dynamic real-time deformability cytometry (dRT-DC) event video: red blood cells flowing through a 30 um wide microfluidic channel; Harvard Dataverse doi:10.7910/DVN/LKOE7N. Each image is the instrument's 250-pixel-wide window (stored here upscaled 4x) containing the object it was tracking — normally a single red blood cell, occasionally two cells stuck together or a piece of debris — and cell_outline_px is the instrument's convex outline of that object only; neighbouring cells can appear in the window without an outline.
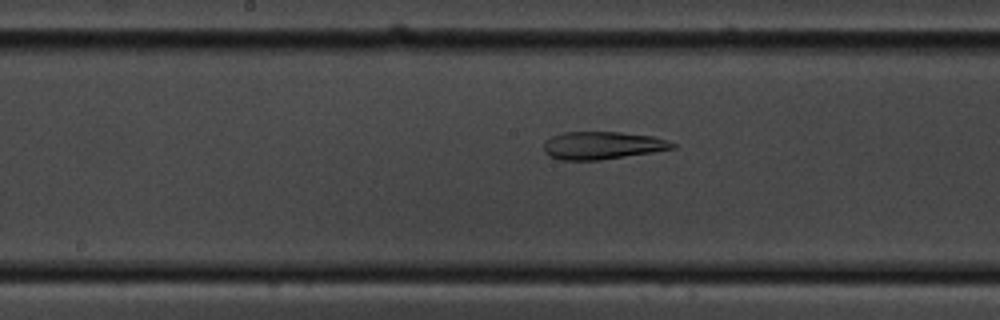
{"species": "common noctule bat (a hibernating species)", "species_latin": "Nyctalus noctula", "temperature_condition": "cold", "stored_images_in_passage": 57, "camera_frame_rate_fps": 3000, "um_per_image_px": 0.085, "animal": {"sex": "male", "body_mass_g": 19.5, "forearm_length_mm": 54.6}, "frame": {"image": 1, "passage_image": 29, "time_ms": 9.333, "image_size_px": [1000, 320], "cell_outline_px": [[676, 148], [652, 152], [600, 160], [560, 160], [548, 156], [544, 152], [544, 144], [552, 136], [564, 132], [620, 132], [652, 136], [676, 144]], "centroid_in_image_um": [51.17, 12.37], "position_along_channel_um": 197.0, "area_um2": 20.63}}
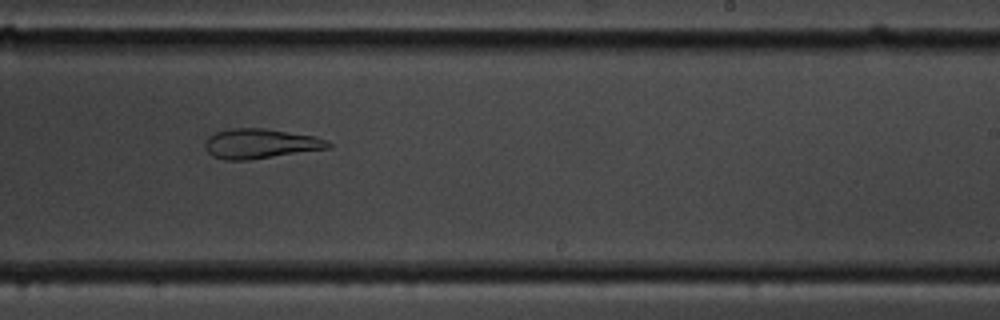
{"frame": {"image": 2, "passage_image": 35, "time_ms": 11.333, "image_size_px": [1000, 320], "cell_outline_px": [[332, 148], [248, 160], [224, 160], [212, 156], [204, 148], [204, 144], [208, 136], [216, 132], [228, 128], [268, 128], [316, 136], [332, 144]], "centroid_in_image_um": [22.12, 12.2], "position_along_channel_um": 266.9, "area_um2": 21.68}}
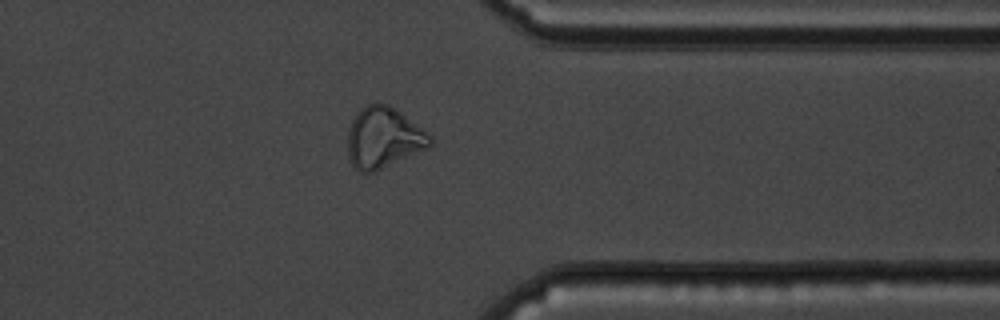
{"frame": {"image": 3, "passage_image": 45, "time_ms": 14.667, "image_size_px": [1000, 320], "cell_outline_px": [[432, 144], [428, 148], [372, 172], [360, 172], [352, 164], [348, 156], [348, 128], [356, 112], [360, 108], [368, 104], [388, 104], [396, 108], [432, 136]], "centroid_in_image_um": [32.59, 11.69], "position_along_channel_um": 378.8, "area_um2": 29.07}, "authors_computed_cell_mechanics": {"area_um2": 27.3972, "velocity_mm_per_s": 3.5163, "shape_relaxation_time_tau1_ms": null, "shape_relaxation_time_tau2_ms": 3.7027, "deformation_change_tau1": null, "deformation_change_tau2": 0.1015}}